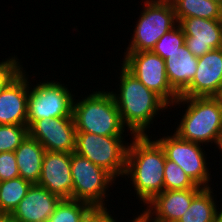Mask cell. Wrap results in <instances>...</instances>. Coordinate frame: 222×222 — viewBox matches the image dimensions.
<instances>
[{
    "mask_svg": "<svg viewBox=\"0 0 222 222\" xmlns=\"http://www.w3.org/2000/svg\"><path fill=\"white\" fill-rule=\"evenodd\" d=\"M129 222H152L145 214L140 213V215L137 214V217L133 218V220Z\"/></svg>",
    "mask_w": 222,
    "mask_h": 222,
    "instance_id": "f546056e",
    "label": "cell"
},
{
    "mask_svg": "<svg viewBox=\"0 0 222 222\" xmlns=\"http://www.w3.org/2000/svg\"><path fill=\"white\" fill-rule=\"evenodd\" d=\"M98 90V91H97ZM73 101V120L77 132L102 136H128L116 101L110 91L99 90ZM126 129V130H125Z\"/></svg>",
    "mask_w": 222,
    "mask_h": 222,
    "instance_id": "277c9868",
    "label": "cell"
},
{
    "mask_svg": "<svg viewBox=\"0 0 222 222\" xmlns=\"http://www.w3.org/2000/svg\"><path fill=\"white\" fill-rule=\"evenodd\" d=\"M179 96L222 97V48L198 57L195 76Z\"/></svg>",
    "mask_w": 222,
    "mask_h": 222,
    "instance_id": "7c38bea8",
    "label": "cell"
},
{
    "mask_svg": "<svg viewBox=\"0 0 222 222\" xmlns=\"http://www.w3.org/2000/svg\"><path fill=\"white\" fill-rule=\"evenodd\" d=\"M125 137L128 136H102L77 132L75 153L103 168L115 179L123 178L129 145V142L123 140Z\"/></svg>",
    "mask_w": 222,
    "mask_h": 222,
    "instance_id": "8992f818",
    "label": "cell"
},
{
    "mask_svg": "<svg viewBox=\"0 0 222 222\" xmlns=\"http://www.w3.org/2000/svg\"><path fill=\"white\" fill-rule=\"evenodd\" d=\"M24 69L0 94V125H27L29 74Z\"/></svg>",
    "mask_w": 222,
    "mask_h": 222,
    "instance_id": "5bb4252c",
    "label": "cell"
},
{
    "mask_svg": "<svg viewBox=\"0 0 222 222\" xmlns=\"http://www.w3.org/2000/svg\"><path fill=\"white\" fill-rule=\"evenodd\" d=\"M185 42V34L179 25L165 33L157 42L152 51L163 60L174 53Z\"/></svg>",
    "mask_w": 222,
    "mask_h": 222,
    "instance_id": "484cf974",
    "label": "cell"
},
{
    "mask_svg": "<svg viewBox=\"0 0 222 222\" xmlns=\"http://www.w3.org/2000/svg\"><path fill=\"white\" fill-rule=\"evenodd\" d=\"M80 222H118V218H114L107 207H91Z\"/></svg>",
    "mask_w": 222,
    "mask_h": 222,
    "instance_id": "f1b7e54d",
    "label": "cell"
},
{
    "mask_svg": "<svg viewBox=\"0 0 222 222\" xmlns=\"http://www.w3.org/2000/svg\"><path fill=\"white\" fill-rule=\"evenodd\" d=\"M213 222H222V209H221V211L215 216Z\"/></svg>",
    "mask_w": 222,
    "mask_h": 222,
    "instance_id": "1f68e13d",
    "label": "cell"
},
{
    "mask_svg": "<svg viewBox=\"0 0 222 222\" xmlns=\"http://www.w3.org/2000/svg\"><path fill=\"white\" fill-rule=\"evenodd\" d=\"M61 198L32 184L10 216L19 222H47Z\"/></svg>",
    "mask_w": 222,
    "mask_h": 222,
    "instance_id": "e0dca14e",
    "label": "cell"
},
{
    "mask_svg": "<svg viewBox=\"0 0 222 222\" xmlns=\"http://www.w3.org/2000/svg\"><path fill=\"white\" fill-rule=\"evenodd\" d=\"M130 140L123 178H130L136 199L145 207L164 191L166 156L161 145L150 134L132 136Z\"/></svg>",
    "mask_w": 222,
    "mask_h": 222,
    "instance_id": "6da1fadb",
    "label": "cell"
},
{
    "mask_svg": "<svg viewBox=\"0 0 222 222\" xmlns=\"http://www.w3.org/2000/svg\"><path fill=\"white\" fill-rule=\"evenodd\" d=\"M122 64L148 89L159 95L169 106L179 95L171 88L166 74L165 60L152 50L124 52Z\"/></svg>",
    "mask_w": 222,
    "mask_h": 222,
    "instance_id": "30bf717a",
    "label": "cell"
},
{
    "mask_svg": "<svg viewBox=\"0 0 222 222\" xmlns=\"http://www.w3.org/2000/svg\"><path fill=\"white\" fill-rule=\"evenodd\" d=\"M55 80L39 81L33 86L29 80L27 99V127L43 118L73 117V89Z\"/></svg>",
    "mask_w": 222,
    "mask_h": 222,
    "instance_id": "ba28073f",
    "label": "cell"
},
{
    "mask_svg": "<svg viewBox=\"0 0 222 222\" xmlns=\"http://www.w3.org/2000/svg\"><path fill=\"white\" fill-rule=\"evenodd\" d=\"M14 152L20 177L31 184H38L46 152L44 147L28 135Z\"/></svg>",
    "mask_w": 222,
    "mask_h": 222,
    "instance_id": "d6986e66",
    "label": "cell"
},
{
    "mask_svg": "<svg viewBox=\"0 0 222 222\" xmlns=\"http://www.w3.org/2000/svg\"><path fill=\"white\" fill-rule=\"evenodd\" d=\"M213 1H216V2H218L220 5H222V0H213Z\"/></svg>",
    "mask_w": 222,
    "mask_h": 222,
    "instance_id": "e575fe53",
    "label": "cell"
},
{
    "mask_svg": "<svg viewBox=\"0 0 222 222\" xmlns=\"http://www.w3.org/2000/svg\"><path fill=\"white\" fill-rule=\"evenodd\" d=\"M16 56V57H15ZM17 55L0 62V94L7 84L23 69Z\"/></svg>",
    "mask_w": 222,
    "mask_h": 222,
    "instance_id": "4316f807",
    "label": "cell"
},
{
    "mask_svg": "<svg viewBox=\"0 0 222 222\" xmlns=\"http://www.w3.org/2000/svg\"><path fill=\"white\" fill-rule=\"evenodd\" d=\"M120 67L119 88L111 93L116 101L122 122L131 136L148 135L151 124L160 112L166 113L168 104L148 89L123 64ZM154 120V121H153ZM149 129V130H148ZM147 130V131H146Z\"/></svg>",
    "mask_w": 222,
    "mask_h": 222,
    "instance_id": "7a4b0ae2",
    "label": "cell"
},
{
    "mask_svg": "<svg viewBox=\"0 0 222 222\" xmlns=\"http://www.w3.org/2000/svg\"><path fill=\"white\" fill-rule=\"evenodd\" d=\"M218 150H219V153L221 152L220 154H222V141L220 142ZM219 156H222V155H219Z\"/></svg>",
    "mask_w": 222,
    "mask_h": 222,
    "instance_id": "d6a6232c",
    "label": "cell"
},
{
    "mask_svg": "<svg viewBox=\"0 0 222 222\" xmlns=\"http://www.w3.org/2000/svg\"><path fill=\"white\" fill-rule=\"evenodd\" d=\"M181 104L186 109L174 133L183 140L204 146L210 144V147L214 143L215 149L219 148L222 141V97L179 96L167 110L177 105L181 108Z\"/></svg>",
    "mask_w": 222,
    "mask_h": 222,
    "instance_id": "3957f363",
    "label": "cell"
},
{
    "mask_svg": "<svg viewBox=\"0 0 222 222\" xmlns=\"http://www.w3.org/2000/svg\"><path fill=\"white\" fill-rule=\"evenodd\" d=\"M202 189L164 190L142 210L152 222H177Z\"/></svg>",
    "mask_w": 222,
    "mask_h": 222,
    "instance_id": "2e32d148",
    "label": "cell"
},
{
    "mask_svg": "<svg viewBox=\"0 0 222 222\" xmlns=\"http://www.w3.org/2000/svg\"><path fill=\"white\" fill-rule=\"evenodd\" d=\"M91 207L87 202L61 199L47 222H80Z\"/></svg>",
    "mask_w": 222,
    "mask_h": 222,
    "instance_id": "603a6c76",
    "label": "cell"
},
{
    "mask_svg": "<svg viewBox=\"0 0 222 222\" xmlns=\"http://www.w3.org/2000/svg\"><path fill=\"white\" fill-rule=\"evenodd\" d=\"M142 11L134 25L131 41L125 52L152 50L156 42L178 25L176 15L169 0H143Z\"/></svg>",
    "mask_w": 222,
    "mask_h": 222,
    "instance_id": "5b68a950",
    "label": "cell"
},
{
    "mask_svg": "<svg viewBox=\"0 0 222 222\" xmlns=\"http://www.w3.org/2000/svg\"><path fill=\"white\" fill-rule=\"evenodd\" d=\"M32 184L22 177L0 182V213L11 214Z\"/></svg>",
    "mask_w": 222,
    "mask_h": 222,
    "instance_id": "7402d4cb",
    "label": "cell"
},
{
    "mask_svg": "<svg viewBox=\"0 0 222 222\" xmlns=\"http://www.w3.org/2000/svg\"><path fill=\"white\" fill-rule=\"evenodd\" d=\"M198 64L185 43L165 59V67L171 88L180 95L192 82Z\"/></svg>",
    "mask_w": 222,
    "mask_h": 222,
    "instance_id": "ac0fdd59",
    "label": "cell"
},
{
    "mask_svg": "<svg viewBox=\"0 0 222 222\" xmlns=\"http://www.w3.org/2000/svg\"><path fill=\"white\" fill-rule=\"evenodd\" d=\"M3 222H19L12 218L9 214H3Z\"/></svg>",
    "mask_w": 222,
    "mask_h": 222,
    "instance_id": "4dcf8cb0",
    "label": "cell"
},
{
    "mask_svg": "<svg viewBox=\"0 0 222 222\" xmlns=\"http://www.w3.org/2000/svg\"><path fill=\"white\" fill-rule=\"evenodd\" d=\"M0 222H3V214H0Z\"/></svg>",
    "mask_w": 222,
    "mask_h": 222,
    "instance_id": "836d02e7",
    "label": "cell"
},
{
    "mask_svg": "<svg viewBox=\"0 0 222 222\" xmlns=\"http://www.w3.org/2000/svg\"><path fill=\"white\" fill-rule=\"evenodd\" d=\"M178 25L185 34V45L195 57L222 48V19L192 17L179 19Z\"/></svg>",
    "mask_w": 222,
    "mask_h": 222,
    "instance_id": "4fadbf2b",
    "label": "cell"
},
{
    "mask_svg": "<svg viewBox=\"0 0 222 222\" xmlns=\"http://www.w3.org/2000/svg\"><path fill=\"white\" fill-rule=\"evenodd\" d=\"M20 177L15 152L0 153V182Z\"/></svg>",
    "mask_w": 222,
    "mask_h": 222,
    "instance_id": "83f0119b",
    "label": "cell"
},
{
    "mask_svg": "<svg viewBox=\"0 0 222 222\" xmlns=\"http://www.w3.org/2000/svg\"><path fill=\"white\" fill-rule=\"evenodd\" d=\"M213 188H203L191 201L189 209L177 222H213L221 211ZM215 196V197H214ZM217 201V202H216ZM218 207V208H217Z\"/></svg>",
    "mask_w": 222,
    "mask_h": 222,
    "instance_id": "ffe728a7",
    "label": "cell"
},
{
    "mask_svg": "<svg viewBox=\"0 0 222 222\" xmlns=\"http://www.w3.org/2000/svg\"><path fill=\"white\" fill-rule=\"evenodd\" d=\"M72 199L89 203L92 207H106L108 190L115 179L89 159L71 153Z\"/></svg>",
    "mask_w": 222,
    "mask_h": 222,
    "instance_id": "52a82bcc",
    "label": "cell"
},
{
    "mask_svg": "<svg viewBox=\"0 0 222 222\" xmlns=\"http://www.w3.org/2000/svg\"><path fill=\"white\" fill-rule=\"evenodd\" d=\"M29 136L36 139L46 151L73 153L76 134L73 117L43 118L28 127Z\"/></svg>",
    "mask_w": 222,
    "mask_h": 222,
    "instance_id": "8fae6325",
    "label": "cell"
},
{
    "mask_svg": "<svg viewBox=\"0 0 222 222\" xmlns=\"http://www.w3.org/2000/svg\"><path fill=\"white\" fill-rule=\"evenodd\" d=\"M38 185L61 199H72L71 153L46 151Z\"/></svg>",
    "mask_w": 222,
    "mask_h": 222,
    "instance_id": "9a60e30c",
    "label": "cell"
},
{
    "mask_svg": "<svg viewBox=\"0 0 222 222\" xmlns=\"http://www.w3.org/2000/svg\"><path fill=\"white\" fill-rule=\"evenodd\" d=\"M179 19L199 17L222 19V5L213 0H169Z\"/></svg>",
    "mask_w": 222,
    "mask_h": 222,
    "instance_id": "44dd1931",
    "label": "cell"
},
{
    "mask_svg": "<svg viewBox=\"0 0 222 222\" xmlns=\"http://www.w3.org/2000/svg\"><path fill=\"white\" fill-rule=\"evenodd\" d=\"M172 133L153 139L161 145L166 159L180 166L196 185L210 188L213 185L209 183L212 181V175L208 166L210 162H207V154L203 149L204 145L183 140L176 133L173 135Z\"/></svg>",
    "mask_w": 222,
    "mask_h": 222,
    "instance_id": "9c48e42d",
    "label": "cell"
},
{
    "mask_svg": "<svg viewBox=\"0 0 222 222\" xmlns=\"http://www.w3.org/2000/svg\"><path fill=\"white\" fill-rule=\"evenodd\" d=\"M203 189L175 162L166 159L164 167V190Z\"/></svg>",
    "mask_w": 222,
    "mask_h": 222,
    "instance_id": "cb8c5ba5",
    "label": "cell"
},
{
    "mask_svg": "<svg viewBox=\"0 0 222 222\" xmlns=\"http://www.w3.org/2000/svg\"><path fill=\"white\" fill-rule=\"evenodd\" d=\"M28 135L27 125H0V153L14 152Z\"/></svg>",
    "mask_w": 222,
    "mask_h": 222,
    "instance_id": "d4e9b609",
    "label": "cell"
}]
</instances>
